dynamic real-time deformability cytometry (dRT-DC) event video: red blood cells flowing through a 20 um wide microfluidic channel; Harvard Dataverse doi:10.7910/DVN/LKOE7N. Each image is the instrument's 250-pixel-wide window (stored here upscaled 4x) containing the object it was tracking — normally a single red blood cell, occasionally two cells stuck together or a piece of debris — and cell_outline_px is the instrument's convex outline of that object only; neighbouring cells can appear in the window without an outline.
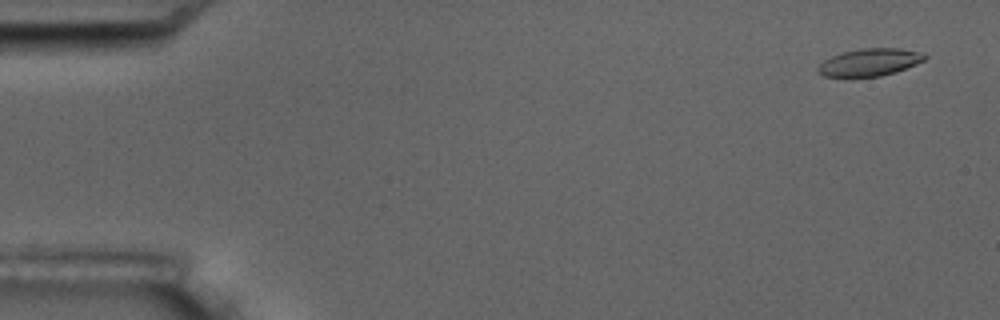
{"species": "common noctule bat (a hibernating species)", "species_latin": "Nyctalus noctula", "temperature_condition": "room temperature", "stored_images_in_passage": 5, "camera_frame_rate_fps": 3000, "um_per_image_px": 0.085, "animal": {"sex": "male", "body_mass_g": 17.5, "forearm_length_mm": 52.3}, "frame": {"image": 1, "passage_image": 1, "time_ms": 0.0, "image_size_px": [1000, 320], "cell_outline_px": [[928, 56], [924, 60], [916, 64], [896, 72], [880, 76], [824, 76], [816, 72], [816, 68], [824, 60], [832, 56], [844, 52], [860, 48], [900, 48], [916, 52]], "centroid_in_image_um": [73.89, 5.29], "position_along_channel_um": 11.1, "area_um2": 16.82}}
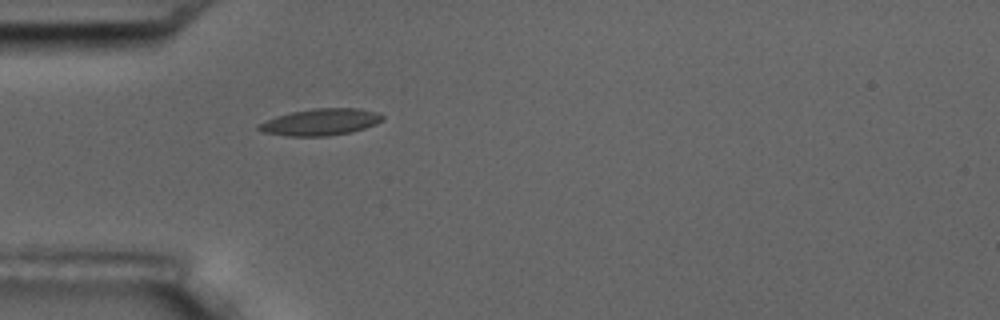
{"frame": {"image": 2, "passage_image": 5, "time_ms": 4.667, "image_size_px": [1000, 320], "cell_outline_px": [[384, 120], [376, 124], [352, 132], [328, 136], [288, 136], [264, 132], [256, 128], [256, 124], [276, 116], [292, 112], [312, 108], [360, 108], [376, 112], [384, 116]], "centroid_in_image_um": [27.25, 10.37], "position_along_channel_um": 57.7, "area_um2": 19.36}}